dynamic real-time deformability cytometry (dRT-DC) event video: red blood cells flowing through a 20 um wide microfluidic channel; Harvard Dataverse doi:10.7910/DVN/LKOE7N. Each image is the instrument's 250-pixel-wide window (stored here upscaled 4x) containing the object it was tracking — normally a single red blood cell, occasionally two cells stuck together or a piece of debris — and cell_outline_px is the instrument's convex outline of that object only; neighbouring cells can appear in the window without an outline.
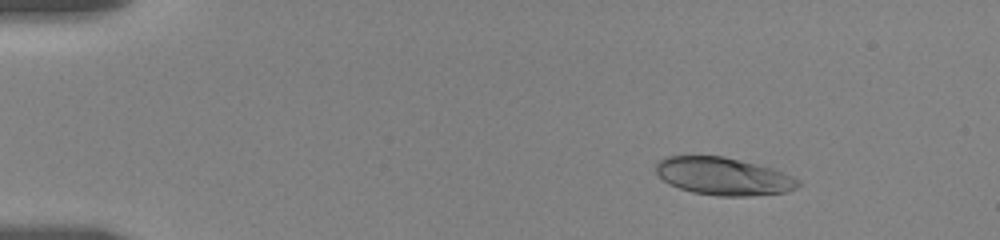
{"species": "human", "species_latin": "Homo sapiens", "temperature_condition": "room temperature", "stored_images_in_passage": 16, "camera_frame_rate_fps": 3000, "um_per_image_px": 0.085, "donor": {"sex": "female"}, "frame": {"image": 1, "passage_image": 5, "time_ms": 2.333, "image_size_px": [1000, 240], "cell_outline_px": [[800, 184], [796, 188], [784, 192], [752, 196], [720, 196], [692, 192], [668, 184], [656, 172], [656, 164], [660, 160], [668, 156], [724, 156], [772, 168], [792, 176], [800, 180]], "centroid_in_image_um": [61.49, 14.99], "position_along_channel_um": 23.5, "area_um2": 31.04}}
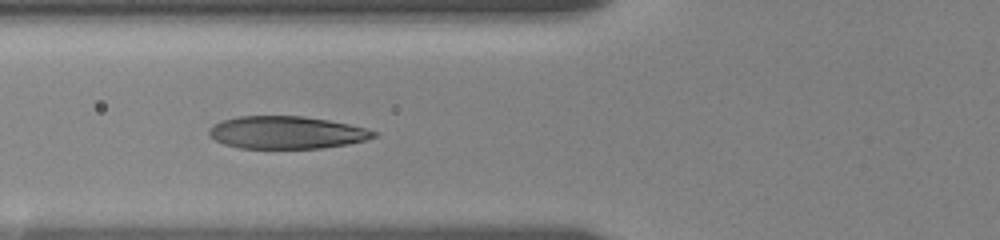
{"frame": {"image": 2, "passage_image": 12, "time_ms": 7.0, "image_size_px": [1000, 240], "cell_outline_px": [[376, 136], [368, 140], [348, 144], [320, 148], [240, 148], [224, 144], [208, 136], [208, 132], [212, 124], [224, 120], [240, 116], [304, 116], [328, 120], [348, 124], [364, 128], [376, 132]], "centroid_in_image_um": [24.34, 11.26], "position_along_channel_um": 101.5, "area_um2": 31.15}}
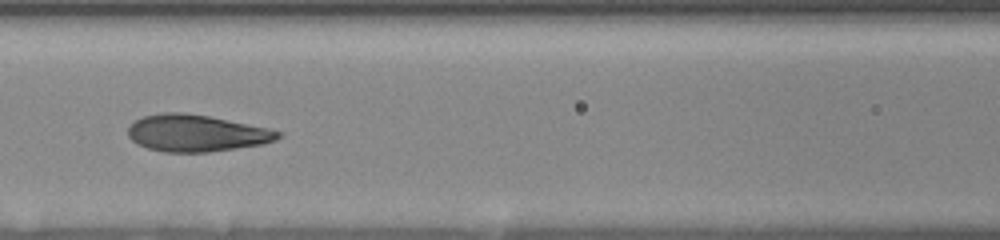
{"frame": {"image": 3, "passage_image": 15, "time_ms": 8.333, "image_size_px": [1000, 240], "cell_outline_px": [[284, 136], [276, 140], [260, 144], [208, 152], [164, 152], [148, 148], [136, 144], [128, 136], [128, 128], [136, 120], [144, 116], [160, 112], [184, 112], [208, 116], [268, 128], [284, 132]], "centroid_in_image_um": [16.69, 11.31], "position_along_channel_um": 149.9, "area_um2": 32.14}}